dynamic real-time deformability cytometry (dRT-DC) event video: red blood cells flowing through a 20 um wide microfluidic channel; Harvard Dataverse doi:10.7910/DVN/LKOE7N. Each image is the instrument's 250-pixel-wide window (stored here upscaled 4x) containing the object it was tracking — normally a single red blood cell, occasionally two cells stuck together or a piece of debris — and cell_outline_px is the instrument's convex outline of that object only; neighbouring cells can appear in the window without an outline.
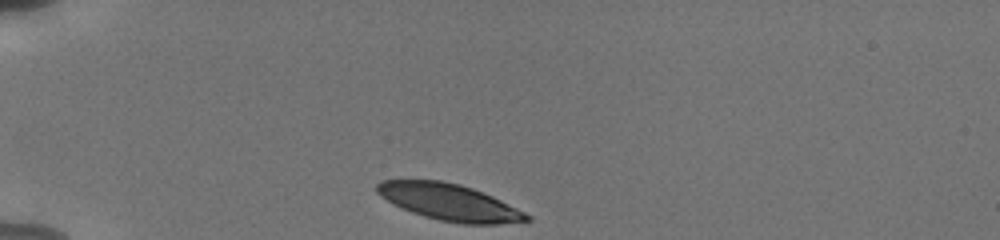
{"species": "human", "species_latin": "Homo sapiens", "temperature_condition": "cold", "stored_images_in_passage": 34, "camera_frame_rate_fps": 3000, "um_per_image_px": 0.085, "donor": {"sex": "male"}, "frame": {"image": 1, "passage_image": 1, "time_ms": 0.0, "image_size_px": [1000, 240], "cell_outline_px": [[532, 220], [496, 224], [464, 224], [440, 220], [424, 216], [412, 212], [392, 204], [380, 196], [376, 192], [376, 184], [380, 180], [440, 180], [460, 184], [472, 188], [492, 196], [532, 216]], "centroid_in_image_um": [38.16, 17.18], "position_along_channel_um": 46.8, "area_um2": 31.79}}
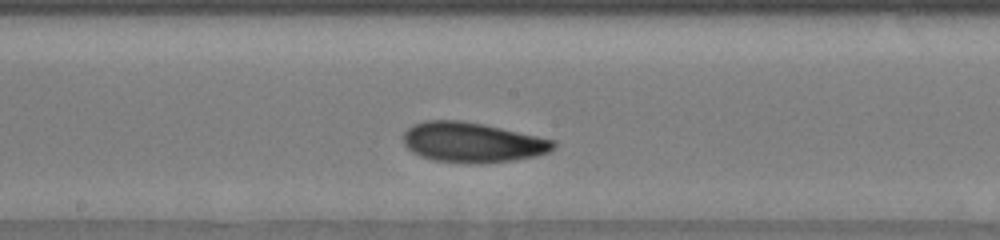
{"frame": {"image": 2, "passage_image": 17, "time_ms": 5.333, "image_size_px": [1000, 240], "cell_outline_px": [[556, 148], [548, 152], [536, 156], [512, 160], [480, 164], [436, 160], [420, 156], [412, 152], [404, 144], [404, 132], [412, 124], [424, 120], [460, 120], [484, 124], [556, 140]], "centroid_in_image_um": [40.16, 12.09], "position_along_channel_um": 208.0, "area_um2": 35.08}}
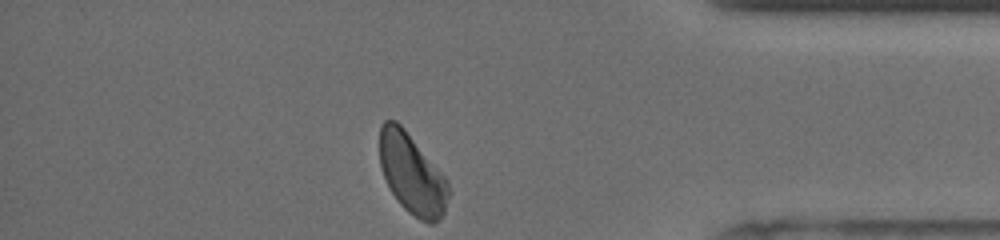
{"frame": {"image": 3, "passage_image": 34, "time_ms": 11.0, "image_size_px": [1000, 240], "cell_outline_px": [[452, 192], [444, 212], [432, 224], [428, 224], [420, 220], [408, 212], [400, 204], [392, 192], [384, 176], [380, 164], [380, 124], [384, 120], [396, 120], [404, 128], [448, 180]], "centroid_in_image_um": [35.04, 14.8], "position_along_channel_um": 400.2, "area_um2": 32.19}, "authors_computed_cell_mechanics": {"area_um2": 33.6396, "velocity_mm_per_s": 3.7585, "shape_relaxation_time_tau1_ms": 3.2062, "shape_relaxation_time_tau2_ms": 2.2914, "deformation_change_tau1": 0.1079, "deformation_change_tau2": 0.0836}}